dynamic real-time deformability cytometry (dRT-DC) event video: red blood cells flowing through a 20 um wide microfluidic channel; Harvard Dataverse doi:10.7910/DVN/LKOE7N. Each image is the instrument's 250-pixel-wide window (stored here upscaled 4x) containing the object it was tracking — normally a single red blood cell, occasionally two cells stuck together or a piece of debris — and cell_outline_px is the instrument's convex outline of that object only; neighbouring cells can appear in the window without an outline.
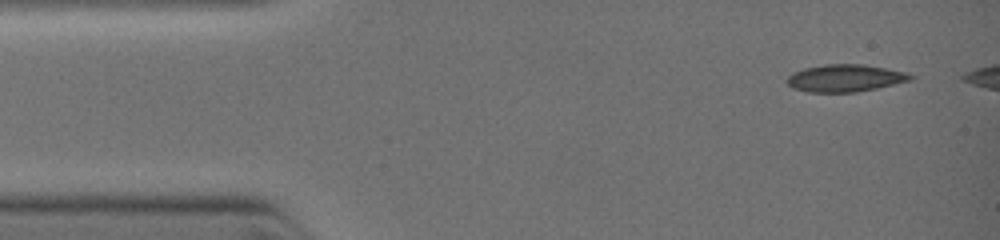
{"species": "common noctule bat (a hibernating species)", "species_latin": "Nyctalus noctula", "temperature_condition": "warm", "stored_images_in_passage": 4, "camera_frame_rate_fps": 3000, "um_per_image_px": 0.085, "animal": {"sex": "female", "body_mass_g": 19.0, "forearm_length_mm": 51.5}, "frame": {"image": 1, "passage_image": 1, "time_ms": 0.0, "image_size_px": [1000, 240], "cell_outline_px": [[916, 76], [912, 80], [876, 88], [856, 92], [808, 92], [792, 88], [784, 80], [792, 72], [804, 68], [824, 64], [864, 64], [908, 72]], "centroid_in_image_um": [71.83, 6.63], "position_along_channel_um": 13.2, "area_um2": 19.88}}